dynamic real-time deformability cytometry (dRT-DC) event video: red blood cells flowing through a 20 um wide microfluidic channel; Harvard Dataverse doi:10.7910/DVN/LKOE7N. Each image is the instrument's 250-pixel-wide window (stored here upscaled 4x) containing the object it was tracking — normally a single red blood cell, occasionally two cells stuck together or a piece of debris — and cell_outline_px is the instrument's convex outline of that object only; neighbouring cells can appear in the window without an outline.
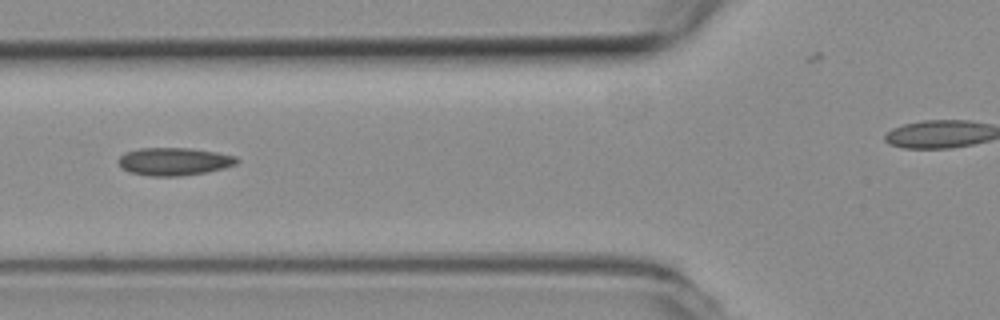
{"species": "common noctule bat (a hibernating species)", "species_latin": "Nyctalus noctula", "temperature_condition": "room temperature", "stored_images_in_passage": 8, "segment_of_instrument_passage": [1, 2], "camera_frame_rate_fps": 3000, "um_per_image_px": 0.085, "animal": {"sex": "female", "body_mass_g": 19.3, "forearm_length_mm": 54.1}, "frame": {"image": 1, "passage_image": 5, "time_ms": 1.333, "image_size_px": [1000, 320], "cell_outline_px": [[240, 160], [236, 164], [224, 168], [208, 172], [180, 176], [148, 176], [128, 172], [120, 168], [116, 160], [124, 152], [140, 148], [188, 148], [216, 152], [236, 156]], "centroid_in_image_um": [14.75, 13.73], "position_along_channel_um": 111.0, "area_um2": 19.48}}
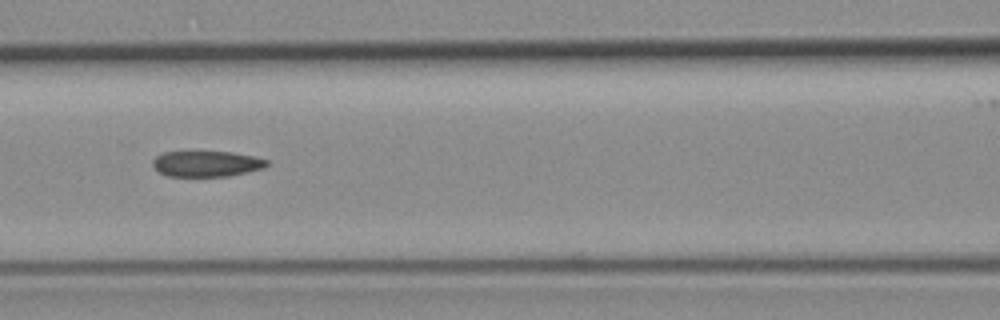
{"frame": {"image": 2, "passage_image": 6, "time_ms": 1.667, "image_size_px": [1000, 320], "cell_outline_px": [[268, 164], [264, 168], [248, 172], [228, 176], [168, 176], [160, 172], [152, 164], [152, 160], [156, 156], [164, 152], [232, 152], [252, 156], [268, 160]], "centroid_in_image_um": [17.57, 13.92], "position_along_channel_um": 149.0, "area_um2": 16.99}}
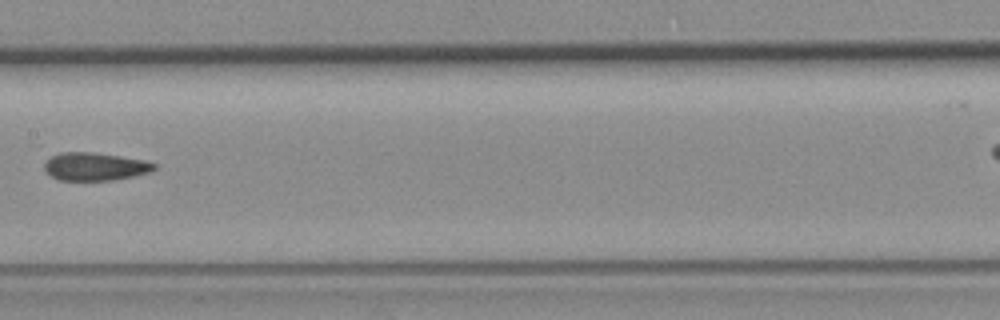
{"frame": {"image": 3, "passage_image": 7, "time_ms": 2.0, "image_size_px": [1000, 320], "cell_outline_px": [[156, 168], [148, 172], [132, 176], [112, 180], [60, 180], [52, 176], [44, 168], [44, 164], [52, 156], [60, 152], [92, 152], [120, 156], [144, 160], [156, 164]], "centroid_in_image_um": [8.07, 14.15], "position_along_channel_um": 199.3, "area_um2": 17.63}}